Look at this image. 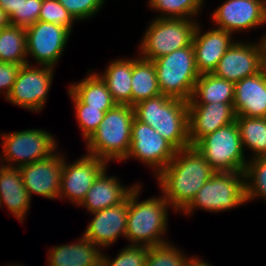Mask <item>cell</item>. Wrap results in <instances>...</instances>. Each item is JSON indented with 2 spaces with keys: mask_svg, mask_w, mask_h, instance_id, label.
Masks as SVG:
<instances>
[{
  "mask_svg": "<svg viewBox=\"0 0 266 266\" xmlns=\"http://www.w3.org/2000/svg\"><path fill=\"white\" fill-rule=\"evenodd\" d=\"M92 214L95 216L84 232V236L89 241L103 248L116 242L120 235L125 238L128 196L119 205L108 207Z\"/></svg>",
  "mask_w": 266,
  "mask_h": 266,
  "instance_id": "18",
  "label": "cell"
},
{
  "mask_svg": "<svg viewBox=\"0 0 266 266\" xmlns=\"http://www.w3.org/2000/svg\"><path fill=\"white\" fill-rule=\"evenodd\" d=\"M203 2L204 0H149L148 3L151 10L163 13L156 18L193 19L203 7Z\"/></svg>",
  "mask_w": 266,
  "mask_h": 266,
  "instance_id": "31",
  "label": "cell"
},
{
  "mask_svg": "<svg viewBox=\"0 0 266 266\" xmlns=\"http://www.w3.org/2000/svg\"><path fill=\"white\" fill-rule=\"evenodd\" d=\"M135 185L122 186L115 176H107L106 167L96 178L80 205L86 207L90 213L119 205L127 198Z\"/></svg>",
  "mask_w": 266,
  "mask_h": 266,
  "instance_id": "21",
  "label": "cell"
},
{
  "mask_svg": "<svg viewBox=\"0 0 266 266\" xmlns=\"http://www.w3.org/2000/svg\"><path fill=\"white\" fill-rule=\"evenodd\" d=\"M38 20L64 26L70 31H72L73 22H76L58 0H43Z\"/></svg>",
  "mask_w": 266,
  "mask_h": 266,
  "instance_id": "35",
  "label": "cell"
},
{
  "mask_svg": "<svg viewBox=\"0 0 266 266\" xmlns=\"http://www.w3.org/2000/svg\"><path fill=\"white\" fill-rule=\"evenodd\" d=\"M200 28L198 24L192 43L195 64L200 74L213 73L219 60L235 41L232 40V33L217 29V27L204 34L200 33Z\"/></svg>",
  "mask_w": 266,
  "mask_h": 266,
  "instance_id": "19",
  "label": "cell"
},
{
  "mask_svg": "<svg viewBox=\"0 0 266 266\" xmlns=\"http://www.w3.org/2000/svg\"><path fill=\"white\" fill-rule=\"evenodd\" d=\"M194 147L210 164L214 172H244L247 161L238 125L232 122L204 136Z\"/></svg>",
  "mask_w": 266,
  "mask_h": 266,
  "instance_id": "7",
  "label": "cell"
},
{
  "mask_svg": "<svg viewBox=\"0 0 266 266\" xmlns=\"http://www.w3.org/2000/svg\"><path fill=\"white\" fill-rule=\"evenodd\" d=\"M148 251L149 246L128 244L115 259H108L103 253L100 266H145Z\"/></svg>",
  "mask_w": 266,
  "mask_h": 266,
  "instance_id": "34",
  "label": "cell"
},
{
  "mask_svg": "<svg viewBox=\"0 0 266 266\" xmlns=\"http://www.w3.org/2000/svg\"><path fill=\"white\" fill-rule=\"evenodd\" d=\"M43 0H22L20 15H12L10 23L14 26L28 28L38 21Z\"/></svg>",
  "mask_w": 266,
  "mask_h": 266,
  "instance_id": "37",
  "label": "cell"
},
{
  "mask_svg": "<svg viewBox=\"0 0 266 266\" xmlns=\"http://www.w3.org/2000/svg\"><path fill=\"white\" fill-rule=\"evenodd\" d=\"M69 96L73 101L78 120L79 128L81 129L84 140L86 141L92 133L98 128L104 118L105 111L103 108L89 107V105L81 102L70 90Z\"/></svg>",
  "mask_w": 266,
  "mask_h": 266,
  "instance_id": "32",
  "label": "cell"
},
{
  "mask_svg": "<svg viewBox=\"0 0 266 266\" xmlns=\"http://www.w3.org/2000/svg\"><path fill=\"white\" fill-rule=\"evenodd\" d=\"M215 172L194 146L177 150L171 162L156 178L163 197L182 211Z\"/></svg>",
  "mask_w": 266,
  "mask_h": 266,
  "instance_id": "1",
  "label": "cell"
},
{
  "mask_svg": "<svg viewBox=\"0 0 266 266\" xmlns=\"http://www.w3.org/2000/svg\"><path fill=\"white\" fill-rule=\"evenodd\" d=\"M133 107L138 121L150 125L177 150L191 146L187 101L161 94Z\"/></svg>",
  "mask_w": 266,
  "mask_h": 266,
  "instance_id": "2",
  "label": "cell"
},
{
  "mask_svg": "<svg viewBox=\"0 0 266 266\" xmlns=\"http://www.w3.org/2000/svg\"><path fill=\"white\" fill-rule=\"evenodd\" d=\"M66 162L63 158L59 200L64 197L79 206L108 162L87 153L71 164Z\"/></svg>",
  "mask_w": 266,
  "mask_h": 266,
  "instance_id": "13",
  "label": "cell"
},
{
  "mask_svg": "<svg viewBox=\"0 0 266 266\" xmlns=\"http://www.w3.org/2000/svg\"><path fill=\"white\" fill-rule=\"evenodd\" d=\"M26 64L20 67L7 101L29 111L41 112L52 85L54 67Z\"/></svg>",
  "mask_w": 266,
  "mask_h": 266,
  "instance_id": "10",
  "label": "cell"
},
{
  "mask_svg": "<svg viewBox=\"0 0 266 266\" xmlns=\"http://www.w3.org/2000/svg\"><path fill=\"white\" fill-rule=\"evenodd\" d=\"M198 22L184 18H156L147 27L139 56L154 61L193 43Z\"/></svg>",
  "mask_w": 266,
  "mask_h": 266,
  "instance_id": "6",
  "label": "cell"
},
{
  "mask_svg": "<svg viewBox=\"0 0 266 266\" xmlns=\"http://www.w3.org/2000/svg\"><path fill=\"white\" fill-rule=\"evenodd\" d=\"M176 152L177 149L155 129L134 118L131 145L123 160L134 157L150 168H154V175H157L171 162Z\"/></svg>",
  "mask_w": 266,
  "mask_h": 266,
  "instance_id": "11",
  "label": "cell"
},
{
  "mask_svg": "<svg viewBox=\"0 0 266 266\" xmlns=\"http://www.w3.org/2000/svg\"><path fill=\"white\" fill-rule=\"evenodd\" d=\"M153 62L161 93L188 102L200 77L192 44Z\"/></svg>",
  "mask_w": 266,
  "mask_h": 266,
  "instance_id": "5",
  "label": "cell"
},
{
  "mask_svg": "<svg viewBox=\"0 0 266 266\" xmlns=\"http://www.w3.org/2000/svg\"><path fill=\"white\" fill-rule=\"evenodd\" d=\"M186 266H211V265H209V263H207L206 261L204 262L200 258L191 256L190 258L188 257Z\"/></svg>",
  "mask_w": 266,
  "mask_h": 266,
  "instance_id": "42",
  "label": "cell"
},
{
  "mask_svg": "<svg viewBox=\"0 0 266 266\" xmlns=\"http://www.w3.org/2000/svg\"><path fill=\"white\" fill-rule=\"evenodd\" d=\"M77 21L90 19L103 8L104 0H58ZM87 18V19H86Z\"/></svg>",
  "mask_w": 266,
  "mask_h": 266,
  "instance_id": "36",
  "label": "cell"
},
{
  "mask_svg": "<svg viewBox=\"0 0 266 266\" xmlns=\"http://www.w3.org/2000/svg\"><path fill=\"white\" fill-rule=\"evenodd\" d=\"M48 266H100L102 250L84 235L77 243L53 246L49 250Z\"/></svg>",
  "mask_w": 266,
  "mask_h": 266,
  "instance_id": "23",
  "label": "cell"
},
{
  "mask_svg": "<svg viewBox=\"0 0 266 266\" xmlns=\"http://www.w3.org/2000/svg\"><path fill=\"white\" fill-rule=\"evenodd\" d=\"M261 71L260 46L257 44L234 42L219 60L213 74L236 83L245 77Z\"/></svg>",
  "mask_w": 266,
  "mask_h": 266,
  "instance_id": "17",
  "label": "cell"
},
{
  "mask_svg": "<svg viewBox=\"0 0 266 266\" xmlns=\"http://www.w3.org/2000/svg\"><path fill=\"white\" fill-rule=\"evenodd\" d=\"M132 67L133 58L112 61L101 75L114 102L119 105L132 106Z\"/></svg>",
  "mask_w": 266,
  "mask_h": 266,
  "instance_id": "24",
  "label": "cell"
},
{
  "mask_svg": "<svg viewBox=\"0 0 266 266\" xmlns=\"http://www.w3.org/2000/svg\"><path fill=\"white\" fill-rule=\"evenodd\" d=\"M10 25L11 23L9 16L0 8V30L7 28Z\"/></svg>",
  "mask_w": 266,
  "mask_h": 266,
  "instance_id": "41",
  "label": "cell"
},
{
  "mask_svg": "<svg viewBox=\"0 0 266 266\" xmlns=\"http://www.w3.org/2000/svg\"><path fill=\"white\" fill-rule=\"evenodd\" d=\"M260 41H259V46H260L261 71L266 75V35H263V38H261Z\"/></svg>",
  "mask_w": 266,
  "mask_h": 266,
  "instance_id": "40",
  "label": "cell"
},
{
  "mask_svg": "<svg viewBox=\"0 0 266 266\" xmlns=\"http://www.w3.org/2000/svg\"><path fill=\"white\" fill-rule=\"evenodd\" d=\"M22 0H0V8L7 13L9 18L12 15H20Z\"/></svg>",
  "mask_w": 266,
  "mask_h": 266,
  "instance_id": "39",
  "label": "cell"
},
{
  "mask_svg": "<svg viewBox=\"0 0 266 266\" xmlns=\"http://www.w3.org/2000/svg\"><path fill=\"white\" fill-rule=\"evenodd\" d=\"M69 90L89 107L103 108L106 112L116 105L106 83L98 73L91 72L77 84H72Z\"/></svg>",
  "mask_w": 266,
  "mask_h": 266,
  "instance_id": "27",
  "label": "cell"
},
{
  "mask_svg": "<svg viewBox=\"0 0 266 266\" xmlns=\"http://www.w3.org/2000/svg\"><path fill=\"white\" fill-rule=\"evenodd\" d=\"M171 243L149 247L145 266H186L188 258Z\"/></svg>",
  "mask_w": 266,
  "mask_h": 266,
  "instance_id": "33",
  "label": "cell"
},
{
  "mask_svg": "<svg viewBox=\"0 0 266 266\" xmlns=\"http://www.w3.org/2000/svg\"><path fill=\"white\" fill-rule=\"evenodd\" d=\"M141 185H135L128 194V215L125 239L131 245L159 246L168 243L166 233L168 201L160 196L138 201ZM164 234V235H163Z\"/></svg>",
  "mask_w": 266,
  "mask_h": 266,
  "instance_id": "3",
  "label": "cell"
},
{
  "mask_svg": "<svg viewBox=\"0 0 266 266\" xmlns=\"http://www.w3.org/2000/svg\"><path fill=\"white\" fill-rule=\"evenodd\" d=\"M246 203L244 172H215L192 201L182 210L190 215L196 209L221 212Z\"/></svg>",
  "mask_w": 266,
  "mask_h": 266,
  "instance_id": "8",
  "label": "cell"
},
{
  "mask_svg": "<svg viewBox=\"0 0 266 266\" xmlns=\"http://www.w3.org/2000/svg\"><path fill=\"white\" fill-rule=\"evenodd\" d=\"M243 150L253 151L252 158L266 156V118L236 116Z\"/></svg>",
  "mask_w": 266,
  "mask_h": 266,
  "instance_id": "28",
  "label": "cell"
},
{
  "mask_svg": "<svg viewBox=\"0 0 266 266\" xmlns=\"http://www.w3.org/2000/svg\"><path fill=\"white\" fill-rule=\"evenodd\" d=\"M56 152L19 168L30 197L35 193L53 200L59 198L64 156Z\"/></svg>",
  "mask_w": 266,
  "mask_h": 266,
  "instance_id": "15",
  "label": "cell"
},
{
  "mask_svg": "<svg viewBox=\"0 0 266 266\" xmlns=\"http://www.w3.org/2000/svg\"><path fill=\"white\" fill-rule=\"evenodd\" d=\"M244 176L246 202L256 197H262L266 202V156L248 161Z\"/></svg>",
  "mask_w": 266,
  "mask_h": 266,
  "instance_id": "30",
  "label": "cell"
},
{
  "mask_svg": "<svg viewBox=\"0 0 266 266\" xmlns=\"http://www.w3.org/2000/svg\"><path fill=\"white\" fill-rule=\"evenodd\" d=\"M236 116L266 118V75L260 71L235 83Z\"/></svg>",
  "mask_w": 266,
  "mask_h": 266,
  "instance_id": "20",
  "label": "cell"
},
{
  "mask_svg": "<svg viewBox=\"0 0 266 266\" xmlns=\"http://www.w3.org/2000/svg\"><path fill=\"white\" fill-rule=\"evenodd\" d=\"M236 121L233 103H188L189 140L194 146L204 136Z\"/></svg>",
  "mask_w": 266,
  "mask_h": 266,
  "instance_id": "16",
  "label": "cell"
},
{
  "mask_svg": "<svg viewBox=\"0 0 266 266\" xmlns=\"http://www.w3.org/2000/svg\"><path fill=\"white\" fill-rule=\"evenodd\" d=\"M135 118L134 107L116 104L105 112L98 128L86 140L88 154L107 162L122 160L131 145V131Z\"/></svg>",
  "mask_w": 266,
  "mask_h": 266,
  "instance_id": "4",
  "label": "cell"
},
{
  "mask_svg": "<svg viewBox=\"0 0 266 266\" xmlns=\"http://www.w3.org/2000/svg\"><path fill=\"white\" fill-rule=\"evenodd\" d=\"M0 138L4 152L0 162H8L6 166L17 168L47 158L58 146L52 134L42 129L3 133ZM15 162L17 164H14Z\"/></svg>",
  "mask_w": 266,
  "mask_h": 266,
  "instance_id": "9",
  "label": "cell"
},
{
  "mask_svg": "<svg viewBox=\"0 0 266 266\" xmlns=\"http://www.w3.org/2000/svg\"><path fill=\"white\" fill-rule=\"evenodd\" d=\"M70 35L64 26L38 20L26 28L27 57H33L39 66L55 67Z\"/></svg>",
  "mask_w": 266,
  "mask_h": 266,
  "instance_id": "12",
  "label": "cell"
},
{
  "mask_svg": "<svg viewBox=\"0 0 266 266\" xmlns=\"http://www.w3.org/2000/svg\"><path fill=\"white\" fill-rule=\"evenodd\" d=\"M30 204L31 197L25 189L20 169L2 165L0 172V207L2 208V205L6 206L22 222L31 207Z\"/></svg>",
  "mask_w": 266,
  "mask_h": 266,
  "instance_id": "22",
  "label": "cell"
},
{
  "mask_svg": "<svg viewBox=\"0 0 266 266\" xmlns=\"http://www.w3.org/2000/svg\"><path fill=\"white\" fill-rule=\"evenodd\" d=\"M0 61L6 63L29 64L26 52V29L10 25L0 30Z\"/></svg>",
  "mask_w": 266,
  "mask_h": 266,
  "instance_id": "29",
  "label": "cell"
},
{
  "mask_svg": "<svg viewBox=\"0 0 266 266\" xmlns=\"http://www.w3.org/2000/svg\"><path fill=\"white\" fill-rule=\"evenodd\" d=\"M217 29L229 33L266 24V0H225L214 12Z\"/></svg>",
  "mask_w": 266,
  "mask_h": 266,
  "instance_id": "14",
  "label": "cell"
},
{
  "mask_svg": "<svg viewBox=\"0 0 266 266\" xmlns=\"http://www.w3.org/2000/svg\"><path fill=\"white\" fill-rule=\"evenodd\" d=\"M20 64L6 63L0 61V93L4 90L5 99L11 92L13 84L20 70Z\"/></svg>",
  "mask_w": 266,
  "mask_h": 266,
  "instance_id": "38",
  "label": "cell"
},
{
  "mask_svg": "<svg viewBox=\"0 0 266 266\" xmlns=\"http://www.w3.org/2000/svg\"><path fill=\"white\" fill-rule=\"evenodd\" d=\"M235 83L213 73L200 74L188 103H234Z\"/></svg>",
  "mask_w": 266,
  "mask_h": 266,
  "instance_id": "25",
  "label": "cell"
},
{
  "mask_svg": "<svg viewBox=\"0 0 266 266\" xmlns=\"http://www.w3.org/2000/svg\"><path fill=\"white\" fill-rule=\"evenodd\" d=\"M132 106L161 95L154 62L139 56L133 58L132 67Z\"/></svg>",
  "mask_w": 266,
  "mask_h": 266,
  "instance_id": "26",
  "label": "cell"
}]
</instances>
